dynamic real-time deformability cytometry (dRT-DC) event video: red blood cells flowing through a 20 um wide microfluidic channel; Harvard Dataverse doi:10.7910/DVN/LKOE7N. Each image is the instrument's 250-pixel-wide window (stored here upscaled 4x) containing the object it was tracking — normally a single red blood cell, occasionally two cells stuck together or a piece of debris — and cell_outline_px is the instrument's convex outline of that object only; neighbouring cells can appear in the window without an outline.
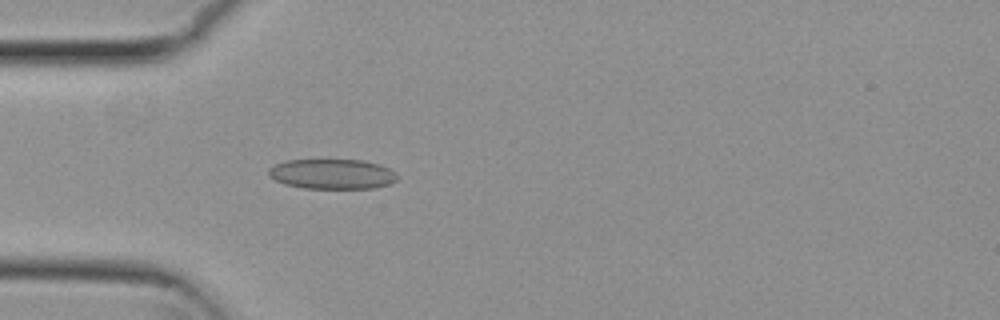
{"species": "common noctule bat (a hibernating species)", "species_latin": "Nyctalus noctula", "temperature_condition": "cold", "stored_images_in_passage": 41, "camera_frame_rate_fps": 3000, "um_per_image_px": 0.085, "animal": {"sex": "female", "body_mass_g": 29.2, "forearm_length_mm": 56.3}, "frame": {"image": 1, "passage_image": 3, "time_ms": 0.667, "image_size_px": [1000, 320], "cell_outline_px": [[396, 180], [388, 184], [376, 188], [304, 188], [284, 184], [268, 176], [268, 168], [276, 164], [288, 160], [360, 160], [376, 164], [388, 168], [396, 172]], "centroid_in_image_um": [28.2, 14.79], "position_along_channel_um": 56.8, "area_um2": 22.31}}
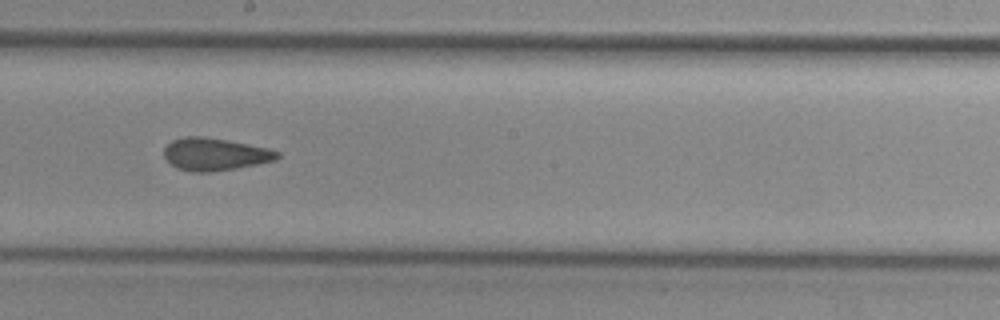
{"frame": {"image": 2, "passage_image": 17, "time_ms": 5.333, "image_size_px": [1000, 320], "cell_outline_px": [[280, 156], [276, 160], [236, 168], [212, 172], [192, 172], [176, 168], [164, 156], [164, 148], [172, 140], [184, 136], [200, 136], [224, 140], [268, 148], [280, 152]], "centroid_in_image_um": [18.25, 13.12], "position_along_channel_um": 229.9, "area_um2": 21.27}}
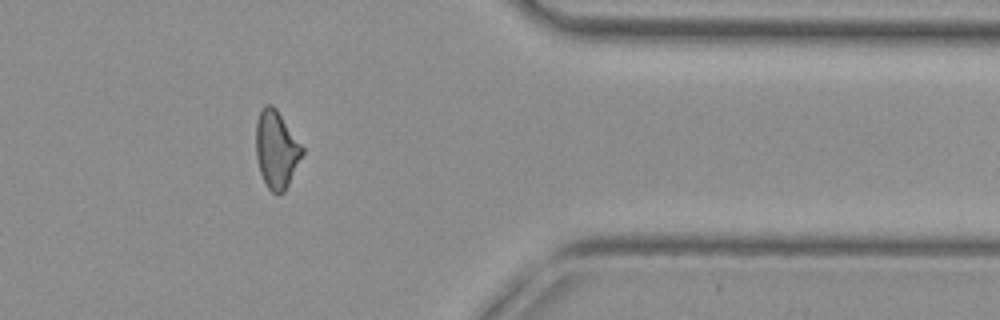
{"frame": {"image": 3, "passage_image": 31, "time_ms": 10.0, "image_size_px": [1000, 320], "cell_outline_px": [[304, 152], [284, 192], [272, 192], [268, 188], [260, 172], [256, 156], [256, 124], [260, 112], [264, 104], [272, 104], [276, 108], [304, 148]], "centroid_in_image_um": [23.49, 12.68], "position_along_channel_um": 387.9, "area_um2": 20.63}, "authors_computed_cell_mechanics": {"area_um2": 21.1548, "velocity_mm_per_s": 3.8075, "shape_relaxation_time_tau1_ms": null, "shape_relaxation_time_tau2_ms": 1.9728, "deformation_change_tau1": null, "deformation_change_tau2": 0.0837}}